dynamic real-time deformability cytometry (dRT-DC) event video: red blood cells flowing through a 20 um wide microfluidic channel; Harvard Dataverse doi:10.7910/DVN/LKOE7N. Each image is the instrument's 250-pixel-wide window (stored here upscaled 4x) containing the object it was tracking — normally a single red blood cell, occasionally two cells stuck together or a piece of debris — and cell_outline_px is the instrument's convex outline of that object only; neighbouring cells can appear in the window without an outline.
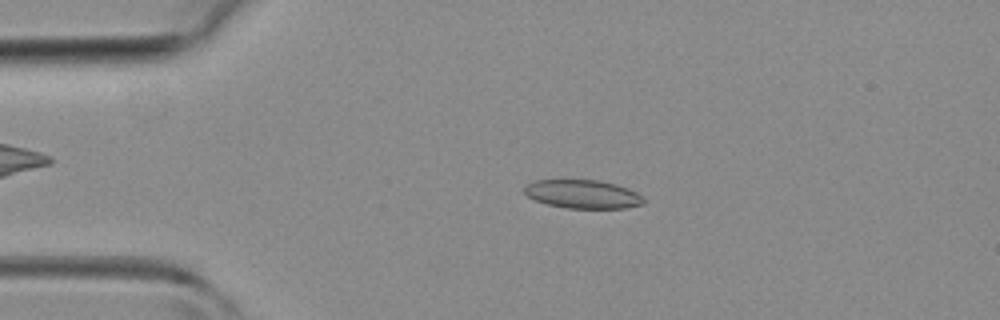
{"species": "common noctule bat (a hibernating species)", "species_latin": "Nyctalus noctula", "temperature_condition": "room temperature", "stored_images_in_passage": 44, "camera_frame_rate_fps": 3000, "um_per_image_px": 0.085, "animal": {"sex": "female", "body_mass_g": 19.3, "forearm_length_mm": 54.1}, "frame": {"image": 1, "passage_image": 9, "time_ms": 2.667, "image_size_px": [1000, 320], "cell_outline_px": [[644, 204], [628, 208], [568, 208], [548, 204], [536, 200], [528, 196], [524, 192], [524, 184], [536, 180], [600, 180], [616, 184], [628, 188], [636, 192], [644, 200]], "centroid_in_image_um": [49.53, 16.49], "position_along_channel_um": 35.5, "area_um2": 19.83}}
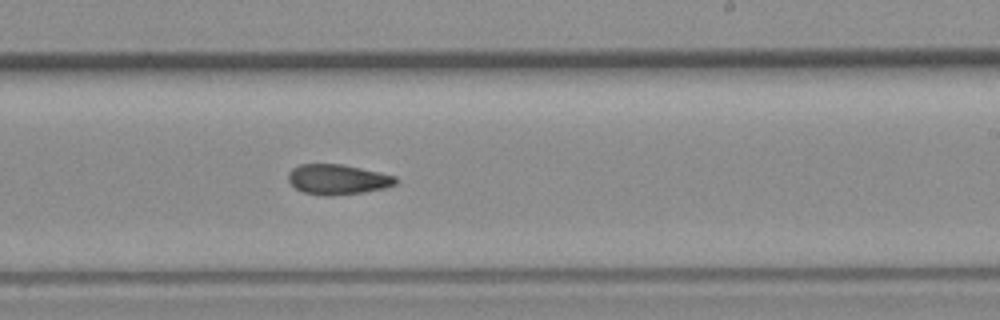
{"frame": {"image": 2, "passage_image": 26, "time_ms": 8.333, "image_size_px": [1000, 320], "cell_outline_px": [[396, 184], [384, 188], [364, 192], [332, 196], [324, 196], [304, 192], [296, 188], [288, 180], [288, 172], [292, 168], [300, 164], [340, 164], [360, 168], [396, 176]], "centroid_in_image_um": [28.68, 15.25], "position_along_channel_um": 260.3, "area_um2": 18.79}}
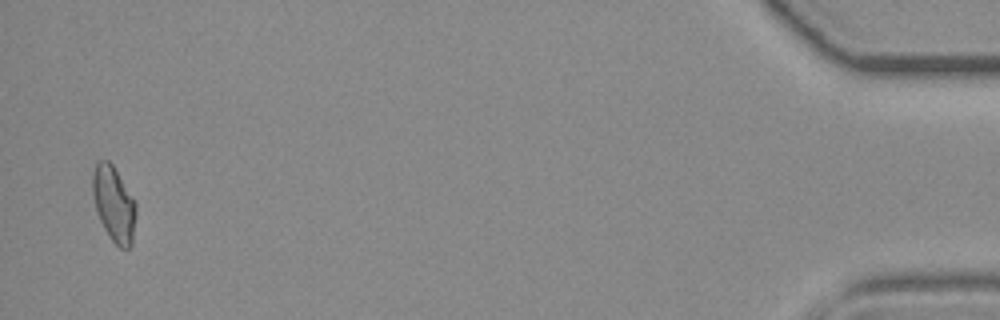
{"frame": {"image": 3, "passage_image": 43, "time_ms": 14.0, "image_size_px": [1000, 320], "cell_outline_px": [[136, 212], [132, 244], [128, 248], [120, 248], [112, 240], [104, 228], [100, 220], [96, 208], [92, 192], [92, 176], [96, 164], [100, 160], [108, 160], [112, 164], [136, 204]], "centroid_in_image_um": [9.67, 17.35], "position_along_channel_um": 425.5, "area_um2": 18.67}}